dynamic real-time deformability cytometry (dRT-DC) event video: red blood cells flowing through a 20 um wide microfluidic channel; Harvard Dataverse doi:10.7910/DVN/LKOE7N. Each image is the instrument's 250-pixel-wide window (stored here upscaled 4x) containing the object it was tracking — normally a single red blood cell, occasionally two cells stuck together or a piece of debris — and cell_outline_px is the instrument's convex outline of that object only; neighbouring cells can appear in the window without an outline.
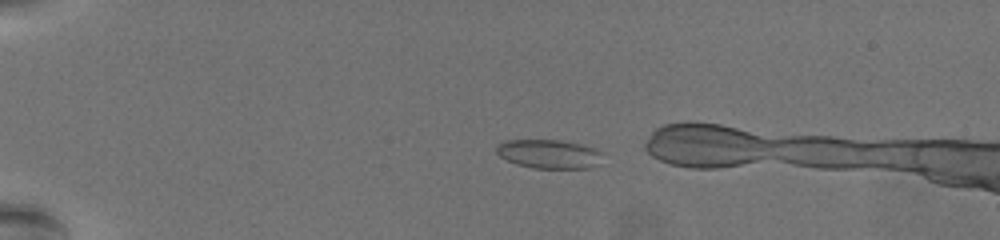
{"species": "common noctule bat (a hibernating species)", "species_latin": "Nyctalus noctula", "temperature_condition": "warm", "stored_images_in_passage": 11, "camera_frame_rate_fps": 3000, "um_per_image_px": 0.085, "animal": {"sex": "female", "body_mass_g": 19.5, "forearm_length_mm": 54.1}, "frame": {"image": 1, "passage_image": 1, "time_ms": 0.0, "image_size_px": [1000, 240], "cell_outline_px": [[604, 152], [596, 164], [588, 168], [532, 168], [516, 164], [500, 156], [496, 152], [496, 148], [504, 140], [560, 140], [580, 144]], "centroid_in_image_um": [46.64, 13.08], "position_along_channel_um": 38.4, "area_um2": 17.69}}
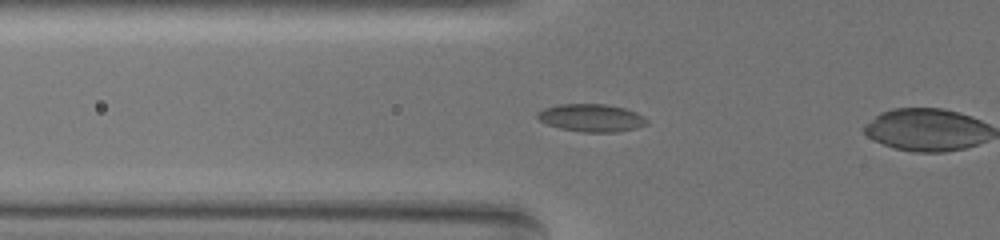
{"frame": {"image": 2, "passage_image": 10, "time_ms": 3.0, "image_size_px": [1000, 240], "cell_outline_px": [[648, 124], [636, 128], [616, 132], [580, 132], [560, 128], [548, 124], [540, 120], [536, 116], [536, 112], [544, 108], [560, 104], [608, 104], [624, 108], [636, 112], [644, 116], [648, 120]], "centroid_in_image_um": [50.28, 10.01], "position_along_channel_um": 75.5, "area_um2": 17.74}}